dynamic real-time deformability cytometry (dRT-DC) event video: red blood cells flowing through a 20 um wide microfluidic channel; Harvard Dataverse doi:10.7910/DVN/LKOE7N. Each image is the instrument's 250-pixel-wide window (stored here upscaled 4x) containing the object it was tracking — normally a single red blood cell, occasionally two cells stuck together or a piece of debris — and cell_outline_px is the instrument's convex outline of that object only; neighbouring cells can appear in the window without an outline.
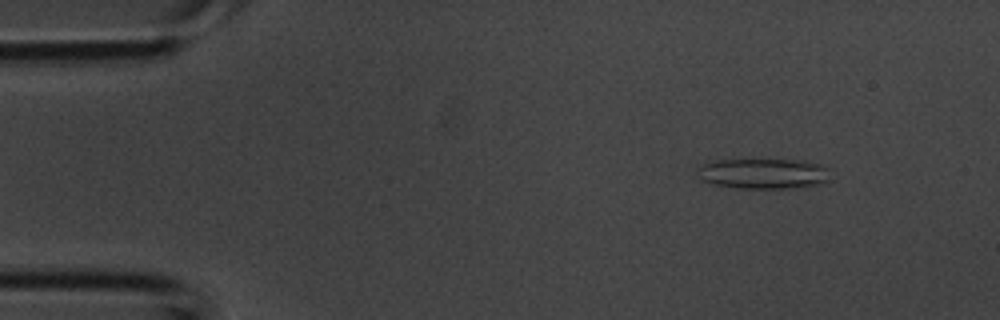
{"species": "common noctule bat (a hibernating species)", "species_latin": "Nyctalus noctula", "temperature_condition": "room temperature", "stored_images_in_passage": 39, "camera_frame_rate_fps": 3000, "um_per_image_px": 0.085, "animal": {"sex": "male", "body_mass_g": 20.1, "forearm_length_mm": 53.5}, "frame": {"image": 1, "passage_image": 5, "time_ms": 1.333, "image_size_px": [1000, 320], "cell_outline_px": [[828, 180], [820, 184], [784, 188], [744, 188], [712, 184], [704, 180], [700, 176], [700, 168], [704, 164], [716, 160], [808, 160], [820, 164], [828, 168]], "centroid_in_image_um": [64.95, 14.74], "position_along_channel_um": 20.0, "area_um2": 23.06}}
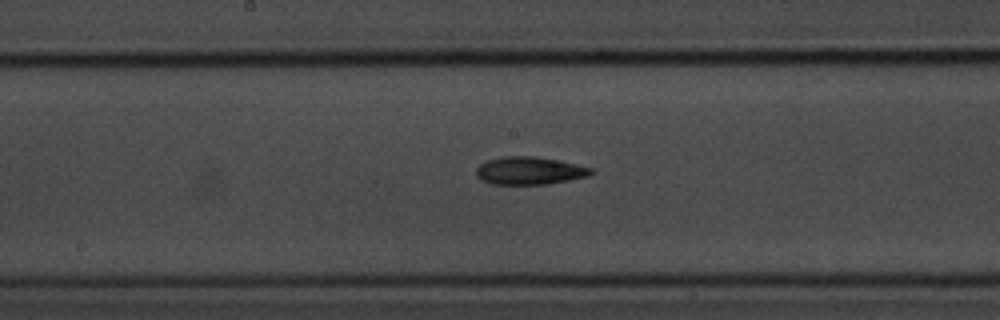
{"frame": {"image": 2, "passage_image": 20, "time_ms": 6.333, "image_size_px": [1000, 320], "cell_outline_px": [[596, 172], [588, 176], [548, 184], [492, 184], [480, 180], [476, 176], [476, 168], [480, 164], [488, 160], [504, 156], [536, 156], [560, 160], [592, 168]], "centroid_in_image_um": [45.01, 14.5], "position_along_channel_um": 203.2, "area_um2": 18.73}}
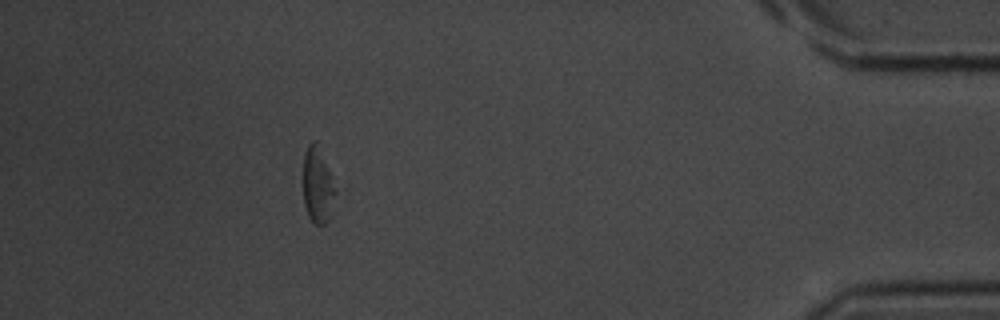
{"frame": {"image": 3, "passage_image": 35, "time_ms": 11.333, "image_size_px": [1000, 320], "cell_outline_px": [[336, 192], [328, 220], [324, 224], [316, 224], [308, 216], [304, 204], [304, 156], [308, 144], [312, 140], [316, 140], [336, 188]], "centroid_in_image_um": [26.99, 15.75], "position_along_channel_um": 408.2, "area_um2": 13.87}}